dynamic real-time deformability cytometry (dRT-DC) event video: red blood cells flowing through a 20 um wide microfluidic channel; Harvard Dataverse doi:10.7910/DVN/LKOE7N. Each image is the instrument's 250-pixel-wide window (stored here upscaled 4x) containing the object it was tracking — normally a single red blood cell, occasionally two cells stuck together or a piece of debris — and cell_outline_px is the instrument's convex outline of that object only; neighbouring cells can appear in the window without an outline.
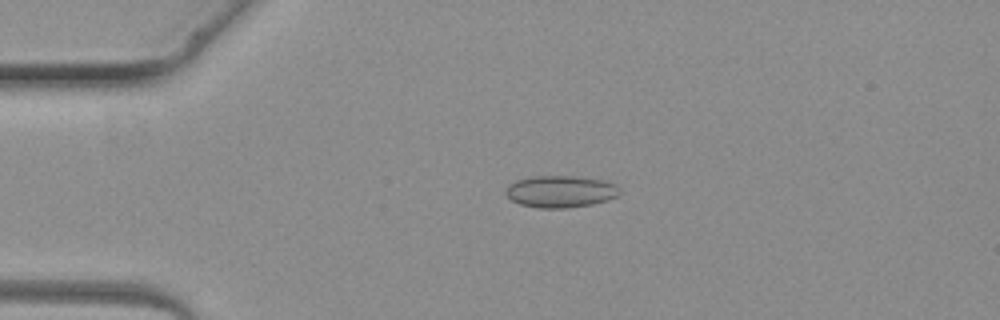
{"species": "common noctule bat (a hibernating species)", "species_latin": "Nyctalus noctula", "temperature_condition": "warm", "stored_images_in_passage": 4, "camera_frame_rate_fps": 3000, "um_per_image_px": 0.085, "animal": {"sex": "female", "body_mass_g": 19.3, "forearm_length_mm": 54.1}, "frame": {"image": 1, "passage_image": 2, "time_ms": 1.0, "image_size_px": [1000, 320], "cell_outline_px": [[620, 192], [616, 196], [608, 200], [592, 204], [568, 208], [536, 208], [520, 204], [512, 200], [504, 192], [508, 184], [516, 180], [532, 176], [576, 176], [600, 180], [612, 184], [620, 188]], "centroid_in_image_um": [47.6, 16.28], "position_along_channel_um": 37.4, "area_um2": 21.15}}
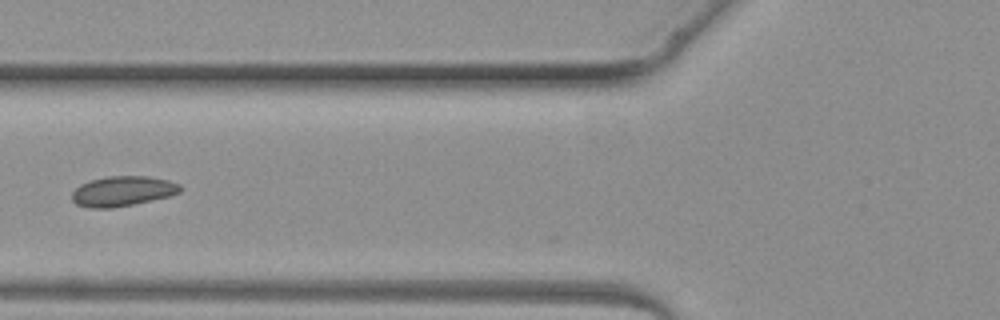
{"frame": {"image": 2, "passage_image": 4, "time_ms": 3.333, "image_size_px": [1000, 320], "cell_outline_px": [[184, 188], [180, 192], [168, 196], [152, 200], [112, 208], [88, 208], [76, 204], [72, 200], [72, 192], [80, 184], [92, 180], [108, 176], [148, 176], [168, 180], [180, 184]], "centroid_in_image_um": [10.43, 16.25], "position_along_channel_um": 115.4, "area_um2": 18.96}}